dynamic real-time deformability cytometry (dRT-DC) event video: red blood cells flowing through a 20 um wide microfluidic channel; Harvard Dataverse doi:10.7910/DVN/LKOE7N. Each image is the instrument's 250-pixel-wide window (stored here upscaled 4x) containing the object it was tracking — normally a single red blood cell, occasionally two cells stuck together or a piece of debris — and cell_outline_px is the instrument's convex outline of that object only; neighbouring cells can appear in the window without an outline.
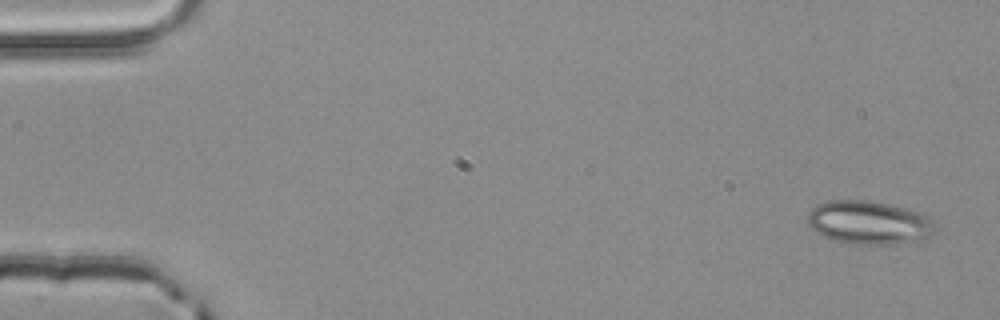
{"species": "common noctule bat (a hibernating species)", "species_latin": "Nyctalus noctula", "temperature_condition": "room temperature", "stored_images_in_passage": 4, "camera_frame_rate_fps": 3000, "um_per_image_px": 0.085, "animal": {"sex": "male", "body_mass_g": 20.4}, "frame": {"image": 1, "passage_image": 1, "time_ms": 0.0, "image_size_px": [1000, 320], "cell_outline_px": [[936, 232], [932, 236], [912, 240], [888, 244], [852, 244], [832, 240], [816, 232], [808, 224], [808, 212], [816, 204], [828, 200], [868, 200], [888, 204], [920, 212], [928, 216]], "centroid_in_image_um": [73.81, 18.9], "position_along_channel_um": 11.2, "area_um2": 32.08}}